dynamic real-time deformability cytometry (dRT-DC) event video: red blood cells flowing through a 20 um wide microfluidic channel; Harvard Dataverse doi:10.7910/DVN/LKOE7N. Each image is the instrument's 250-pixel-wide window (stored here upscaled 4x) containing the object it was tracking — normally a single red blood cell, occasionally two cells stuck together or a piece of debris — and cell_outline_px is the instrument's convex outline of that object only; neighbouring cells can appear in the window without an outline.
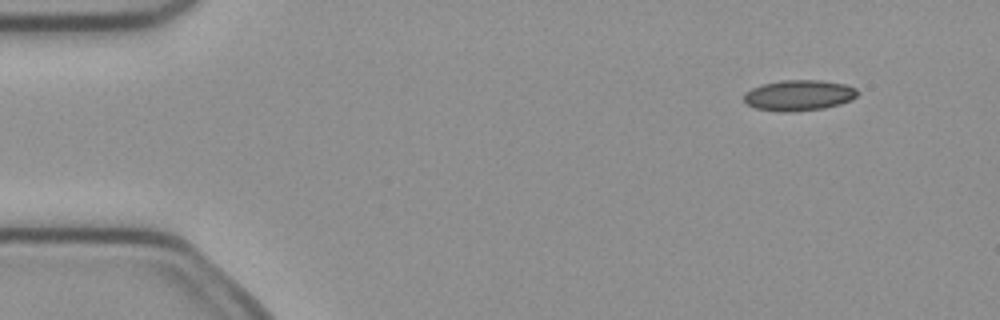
{"species": "common noctule bat (a hibernating species)", "species_latin": "Nyctalus noctula", "temperature_condition": "cold", "stored_images_in_passage": 3, "camera_frame_rate_fps": 3000, "um_per_image_px": 0.085, "animal": {"sex": "female", "body_mass_g": 21.9}, "frame": {"image": 1, "passage_image": 1, "time_ms": 0.0, "image_size_px": [1000, 320], "cell_outline_px": [[860, 92], [852, 100], [840, 104], [824, 108], [788, 112], [780, 112], [756, 108], [748, 104], [744, 100], [744, 92], [760, 84], [780, 80], [820, 80], [844, 84], [856, 88]], "centroid_in_image_um": [67.9, 8.09], "position_along_channel_um": 17.1, "area_um2": 20.46}}
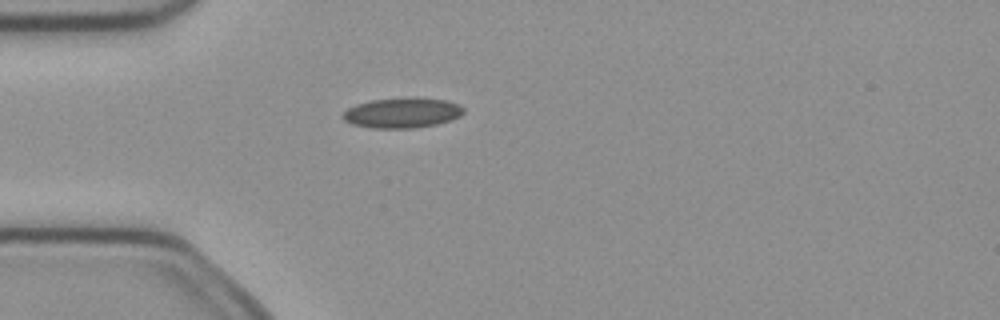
{"frame": {"image": 2, "passage_image": 3, "time_ms": 0.667, "image_size_px": [1000, 320], "cell_outline_px": [[464, 112], [460, 116], [452, 120], [436, 124], [416, 128], [372, 128], [352, 124], [344, 120], [340, 116], [348, 108], [356, 104], [372, 100], [408, 96], [416, 96], [448, 100], [460, 104], [464, 108]], "centroid_in_image_um": [34.22, 9.57], "position_along_channel_um": 50.8, "area_um2": 21.79}}